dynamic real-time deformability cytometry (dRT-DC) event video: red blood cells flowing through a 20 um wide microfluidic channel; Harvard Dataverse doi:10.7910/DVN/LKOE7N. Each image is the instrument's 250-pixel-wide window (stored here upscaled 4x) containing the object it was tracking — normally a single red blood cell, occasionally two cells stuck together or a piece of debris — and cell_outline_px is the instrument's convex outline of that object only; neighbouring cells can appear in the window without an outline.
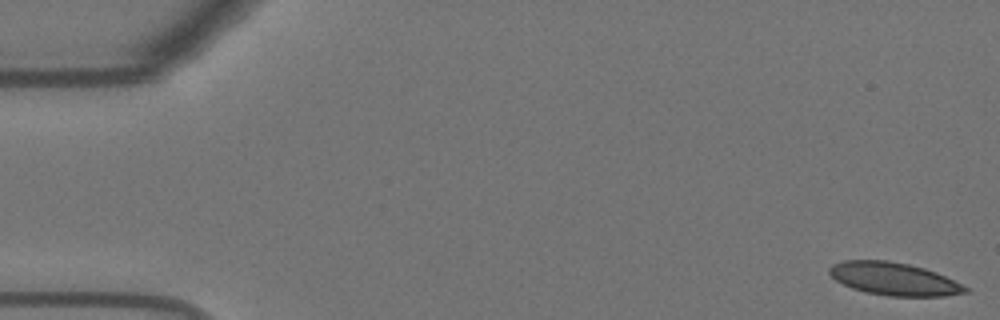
{"species": "Egyptian fruit bat (a non-hibernating species)", "species_latin": "Rousettus aegyptiacus", "temperature_condition": "warm", "stored_images_in_passage": 13, "camera_frame_rate_fps": 3000, "um_per_image_px": 0.085, "animal": {"sex": "female"}, "frame": {"image": 1, "passage_image": 1, "time_ms": 0.0, "image_size_px": [1000, 320], "cell_outline_px": [[968, 292], [944, 296], [888, 296], [868, 292], [852, 288], [836, 280], [828, 272], [828, 268], [832, 264], [844, 260], [888, 260], [908, 264], [924, 268], [936, 272], [968, 288]], "centroid_in_image_um": [75.95, 23.7], "position_along_channel_um": 9.0, "area_um2": 25.72}}